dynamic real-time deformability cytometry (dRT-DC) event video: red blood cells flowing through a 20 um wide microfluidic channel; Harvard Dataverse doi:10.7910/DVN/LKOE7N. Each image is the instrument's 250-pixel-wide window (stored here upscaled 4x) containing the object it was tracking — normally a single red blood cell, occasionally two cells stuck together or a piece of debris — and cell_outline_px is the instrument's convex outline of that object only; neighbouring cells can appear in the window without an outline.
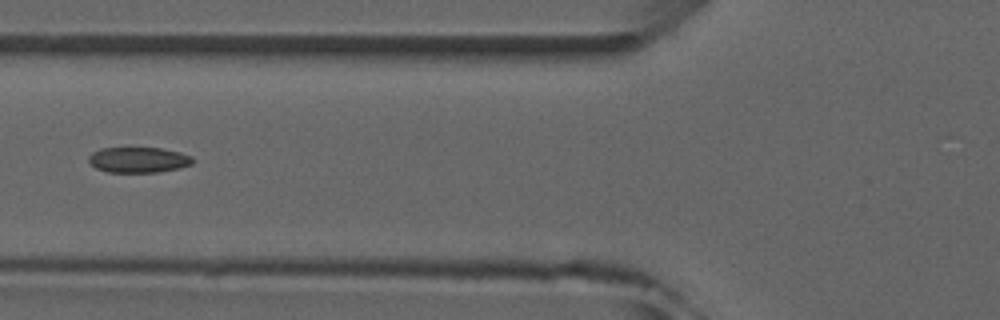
{"species": "common noctule bat (a hibernating species)", "species_latin": "Nyctalus noctula", "temperature_condition": "room temperature", "stored_images_in_passage": 4, "camera_frame_rate_fps": 3000, "um_per_image_px": 0.085, "animal": {"sex": "male", "forearm_length_mm": 52.5}, "frame": {"image": 1, "passage_image": 3, "time_ms": 2.333, "image_size_px": [1000, 320], "cell_outline_px": [[196, 160], [192, 164], [180, 168], [156, 172], [108, 172], [96, 168], [88, 160], [88, 156], [92, 152], [100, 148], [160, 148], [180, 152], [192, 156]], "centroid_in_image_um": [11.79, 13.58], "position_along_channel_um": 114.0, "area_um2": 15.55}}
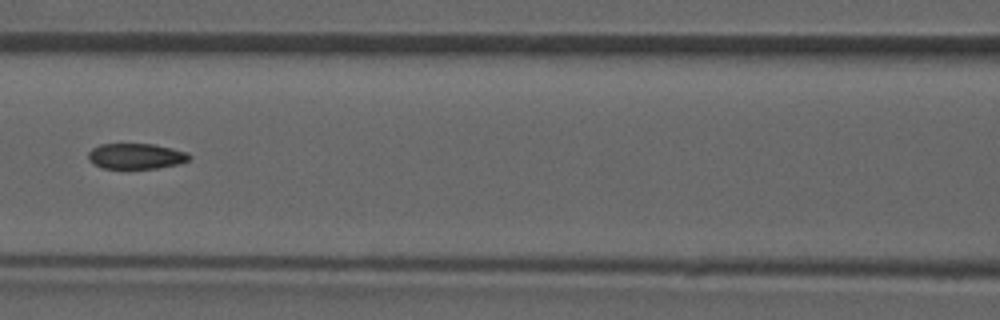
{"frame": {"image": 2, "passage_image": 4, "time_ms": 3.333, "image_size_px": [1000, 320], "cell_outline_px": [[192, 156], [188, 160], [180, 164], [156, 168], [100, 168], [92, 164], [88, 160], [88, 152], [92, 148], [100, 144], [156, 144], [188, 152]], "centroid_in_image_um": [11.55, 13.27], "position_along_channel_um": 155.0, "area_um2": 15.26}}